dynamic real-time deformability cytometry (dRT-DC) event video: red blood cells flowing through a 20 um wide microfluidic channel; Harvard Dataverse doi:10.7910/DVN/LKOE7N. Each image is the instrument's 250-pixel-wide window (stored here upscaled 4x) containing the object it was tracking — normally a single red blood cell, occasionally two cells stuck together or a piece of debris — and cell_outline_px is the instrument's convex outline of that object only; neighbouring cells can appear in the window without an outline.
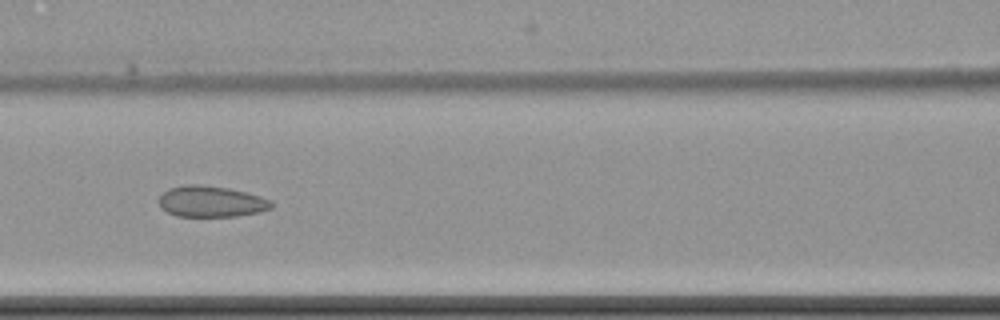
{"species": "common noctule bat (a hibernating species)", "species_latin": "Nyctalus noctula", "temperature_condition": "cold", "stored_images_in_passage": 15, "camera_frame_rate_fps": 3000, "um_per_image_px": 0.085, "animal": {"sex": "female", "body_mass_g": 22.7, "forearm_length_mm": 54.2}, "frame": {"image": 1, "passage_image": 7, "time_ms": 8.667, "image_size_px": [1000, 320], "cell_outline_px": [[272, 208], [260, 212], [236, 216], [176, 216], [160, 208], [160, 196], [168, 188], [188, 184], [196, 184], [228, 188], [260, 196], [272, 200]], "centroid_in_image_um": [17.95, 17.13], "position_along_channel_um": 148.6, "area_um2": 20.29}}
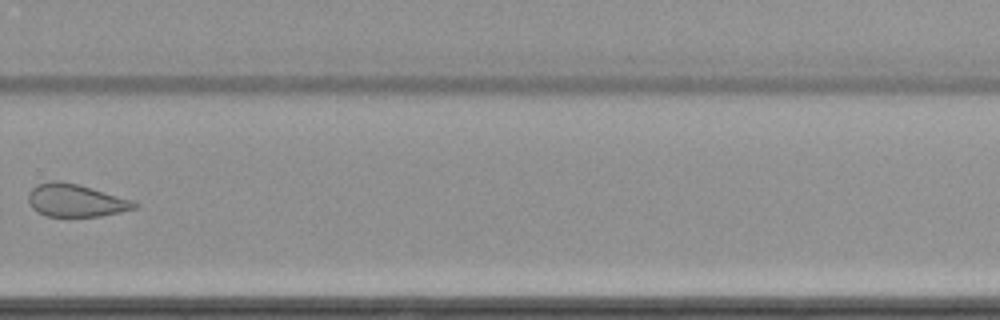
{"frame": {"image": 2, "passage_image": 11, "time_ms": 13.667, "image_size_px": [1000, 320], "cell_outline_px": [[140, 204], [136, 208], [120, 212], [100, 216], [44, 216], [36, 212], [28, 204], [28, 196], [32, 188], [36, 184], [52, 180], [60, 180], [76, 184], [132, 200]], "centroid_in_image_um": [6.39, 17.04], "position_along_channel_um": 323.4, "area_um2": 20.17}}
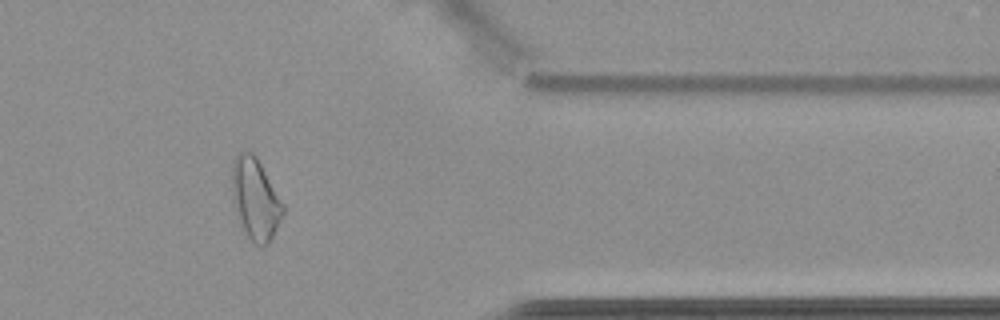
{"frame": {"image": 3, "passage_image": 13, "time_ms": 16.0, "image_size_px": [1000, 320], "cell_outline_px": [[284, 212], [268, 244], [260, 248], [252, 244], [240, 220], [232, 200], [232, 160], [244, 148], [252, 152], [256, 156], [284, 204]], "centroid_in_image_um": [21.7, 16.89], "position_along_channel_um": 389.7, "area_um2": 24.16}, "authors_computed_cell_mechanics": {"area_um2": 22.831, "velocity_mm_per_s": 3.5062, "shape_relaxation_time_tau1_ms": 9.165, "shape_relaxation_time_tau2_ms": null, "deformation_change_tau1": 0.0718, "deformation_change_tau2": null}}